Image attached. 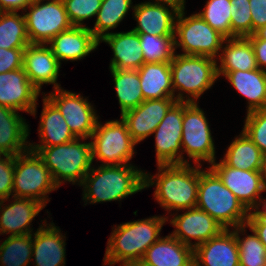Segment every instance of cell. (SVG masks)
Masks as SVG:
<instances>
[{"label": "cell", "instance_id": "6da1fadb", "mask_svg": "<svg viewBox=\"0 0 266 266\" xmlns=\"http://www.w3.org/2000/svg\"><path fill=\"white\" fill-rule=\"evenodd\" d=\"M158 173L144 172V188L156 187L154 198L168 211L195 208L199 186V165L190 163L157 165ZM155 176V177H154Z\"/></svg>", "mask_w": 266, "mask_h": 266}, {"label": "cell", "instance_id": "7a4b0ae2", "mask_svg": "<svg viewBox=\"0 0 266 266\" xmlns=\"http://www.w3.org/2000/svg\"><path fill=\"white\" fill-rule=\"evenodd\" d=\"M168 217L152 216L126 222L113 228L107 242L104 266L133 264L143 258L147 249L160 238V232Z\"/></svg>", "mask_w": 266, "mask_h": 266}, {"label": "cell", "instance_id": "3957f363", "mask_svg": "<svg viewBox=\"0 0 266 266\" xmlns=\"http://www.w3.org/2000/svg\"><path fill=\"white\" fill-rule=\"evenodd\" d=\"M80 186L83 187L84 205L121 201L145 189L144 171L132 164L100 165L96 169L93 166Z\"/></svg>", "mask_w": 266, "mask_h": 266}, {"label": "cell", "instance_id": "277c9868", "mask_svg": "<svg viewBox=\"0 0 266 266\" xmlns=\"http://www.w3.org/2000/svg\"><path fill=\"white\" fill-rule=\"evenodd\" d=\"M196 207L208 213L224 229L247 223L249 211L210 169L201 170Z\"/></svg>", "mask_w": 266, "mask_h": 266}, {"label": "cell", "instance_id": "5b68a950", "mask_svg": "<svg viewBox=\"0 0 266 266\" xmlns=\"http://www.w3.org/2000/svg\"><path fill=\"white\" fill-rule=\"evenodd\" d=\"M88 138H76L61 145L49 147H29L37 153L50 170L54 182L60 187L64 182L79 186L92 168L91 142H82Z\"/></svg>", "mask_w": 266, "mask_h": 266}, {"label": "cell", "instance_id": "8992f818", "mask_svg": "<svg viewBox=\"0 0 266 266\" xmlns=\"http://www.w3.org/2000/svg\"><path fill=\"white\" fill-rule=\"evenodd\" d=\"M170 67L174 98L180 102H196L218 79L217 59L211 57L175 53Z\"/></svg>", "mask_w": 266, "mask_h": 266}, {"label": "cell", "instance_id": "52a82bcc", "mask_svg": "<svg viewBox=\"0 0 266 266\" xmlns=\"http://www.w3.org/2000/svg\"><path fill=\"white\" fill-rule=\"evenodd\" d=\"M57 189L50 170L36 152L28 149L15 156L12 197L32 199L46 206L50 201L47 194Z\"/></svg>", "mask_w": 266, "mask_h": 266}, {"label": "cell", "instance_id": "ba28073f", "mask_svg": "<svg viewBox=\"0 0 266 266\" xmlns=\"http://www.w3.org/2000/svg\"><path fill=\"white\" fill-rule=\"evenodd\" d=\"M185 10L178 12L175 21V50L181 48L183 55L207 56L218 59L225 37L206 23L198 13L188 17Z\"/></svg>", "mask_w": 266, "mask_h": 266}, {"label": "cell", "instance_id": "9c48e42d", "mask_svg": "<svg viewBox=\"0 0 266 266\" xmlns=\"http://www.w3.org/2000/svg\"><path fill=\"white\" fill-rule=\"evenodd\" d=\"M92 161L97 158L101 165H125L136 153V142L130 136L126 123L121 120H110L96 128L90 137Z\"/></svg>", "mask_w": 266, "mask_h": 266}, {"label": "cell", "instance_id": "30bf717a", "mask_svg": "<svg viewBox=\"0 0 266 266\" xmlns=\"http://www.w3.org/2000/svg\"><path fill=\"white\" fill-rule=\"evenodd\" d=\"M197 103L183 102L182 164L189 163L188 159H192L197 165H201V161L209 164L216 161L215 145L209 122ZM183 152L187 153L189 157L187 160L184 159Z\"/></svg>", "mask_w": 266, "mask_h": 266}, {"label": "cell", "instance_id": "8fae6325", "mask_svg": "<svg viewBox=\"0 0 266 266\" xmlns=\"http://www.w3.org/2000/svg\"><path fill=\"white\" fill-rule=\"evenodd\" d=\"M32 0L24 10L26 31L30 43L47 44L60 32L70 29L67 12L62 0Z\"/></svg>", "mask_w": 266, "mask_h": 266}, {"label": "cell", "instance_id": "7c38bea8", "mask_svg": "<svg viewBox=\"0 0 266 266\" xmlns=\"http://www.w3.org/2000/svg\"><path fill=\"white\" fill-rule=\"evenodd\" d=\"M60 111L76 138H90L96 128L98 116L93 105L80 94L62 89L45 95Z\"/></svg>", "mask_w": 266, "mask_h": 266}, {"label": "cell", "instance_id": "4fadbf2b", "mask_svg": "<svg viewBox=\"0 0 266 266\" xmlns=\"http://www.w3.org/2000/svg\"><path fill=\"white\" fill-rule=\"evenodd\" d=\"M209 168L250 212L257 207L261 193L266 192L261 171H248L227 166L222 160Z\"/></svg>", "mask_w": 266, "mask_h": 266}, {"label": "cell", "instance_id": "5bb4252c", "mask_svg": "<svg viewBox=\"0 0 266 266\" xmlns=\"http://www.w3.org/2000/svg\"><path fill=\"white\" fill-rule=\"evenodd\" d=\"M182 124L183 102L177 101L153 132L157 165L182 164Z\"/></svg>", "mask_w": 266, "mask_h": 266}, {"label": "cell", "instance_id": "9a60e30c", "mask_svg": "<svg viewBox=\"0 0 266 266\" xmlns=\"http://www.w3.org/2000/svg\"><path fill=\"white\" fill-rule=\"evenodd\" d=\"M170 224L176 228L171 235L193 249L224 230L213 217L197 207L189 208L183 214H175ZM191 239L197 242L193 244Z\"/></svg>", "mask_w": 266, "mask_h": 266}, {"label": "cell", "instance_id": "2e32d148", "mask_svg": "<svg viewBox=\"0 0 266 266\" xmlns=\"http://www.w3.org/2000/svg\"><path fill=\"white\" fill-rule=\"evenodd\" d=\"M39 95L40 91L28 79L23 67L0 73V106L36 116Z\"/></svg>", "mask_w": 266, "mask_h": 266}, {"label": "cell", "instance_id": "e0dca14e", "mask_svg": "<svg viewBox=\"0 0 266 266\" xmlns=\"http://www.w3.org/2000/svg\"><path fill=\"white\" fill-rule=\"evenodd\" d=\"M177 102L175 98L144 100L138 107L121 115L132 139L138 144L151 136L169 109Z\"/></svg>", "mask_w": 266, "mask_h": 266}, {"label": "cell", "instance_id": "ac0fdd59", "mask_svg": "<svg viewBox=\"0 0 266 266\" xmlns=\"http://www.w3.org/2000/svg\"><path fill=\"white\" fill-rule=\"evenodd\" d=\"M30 43L23 54V69L31 83L41 91L43 84H53V88H60L57 83L61 64L53 55L49 45Z\"/></svg>", "mask_w": 266, "mask_h": 266}, {"label": "cell", "instance_id": "d6986e66", "mask_svg": "<svg viewBox=\"0 0 266 266\" xmlns=\"http://www.w3.org/2000/svg\"><path fill=\"white\" fill-rule=\"evenodd\" d=\"M132 10L137 21L132 31L155 36H175V21L179 12L175 7L149 1L136 4Z\"/></svg>", "mask_w": 266, "mask_h": 266}, {"label": "cell", "instance_id": "ffe728a7", "mask_svg": "<svg viewBox=\"0 0 266 266\" xmlns=\"http://www.w3.org/2000/svg\"><path fill=\"white\" fill-rule=\"evenodd\" d=\"M49 44L53 55L61 61L81 60L97 49L99 41L93 36L88 26H72L60 32Z\"/></svg>", "mask_w": 266, "mask_h": 266}, {"label": "cell", "instance_id": "44dd1931", "mask_svg": "<svg viewBox=\"0 0 266 266\" xmlns=\"http://www.w3.org/2000/svg\"><path fill=\"white\" fill-rule=\"evenodd\" d=\"M14 202L5 205L7 199L0 200V235H26L33 233L30 228L33 218L45 208V205L27 198L12 197ZM5 205L3 208L2 206Z\"/></svg>", "mask_w": 266, "mask_h": 266}, {"label": "cell", "instance_id": "7402d4cb", "mask_svg": "<svg viewBox=\"0 0 266 266\" xmlns=\"http://www.w3.org/2000/svg\"><path fill=\"white\" fill-rule=\"evenodd\" d=\"M194 262L198 266H239L236 237L230 229L194 248Z\"/></svg>", "mask_w": 266, "mask_h": 266}, {"label": "cell", "instance_id": "603a6c76", "mask_svg": "<svg viewBox=\"0 0 266 266\" xmlns=\"http://www.w3.org/2000/svg\"><path fill=\"white\" fill-rule=\"evenodd\" d=\"M46 221L32 233V258L36 266H65V238L55 224L47 226ZM46 226V227H45ZM34 234V235H33Z\"/></svg>", "mask_w": 266, "mask_h": 266}, {"label": "cell", "instance_id": "cb8c5ba5", "mask_svg": "<svg viewBox=\"0 0 266 266\" xmlns=\"http://www.w3.org/2000/svg\"><path fill=\"white\" fill-rule=\"evenodd\" d=\"M100 42L108 43L113 51L109 69L138 70L144 63L139 34L130 30L127 32L110 33Z\"/></svg>", "mask_w": 266, "mask_h": 266}, {"label": "cell", "instance_id": "d4e9b609", "mask_svg": "<svg viewBox=\"0 0 266 266\" xmlns=\"http://www.w3.org/2000/svg\"><path fill=\"white\" fill-rule=\"evenodd\" d=\"M29 127L19 112L0 106V152L17 156L29 149Z\"/></svg>", "mask_w": 266, "mask_h": 266}, {"label": "cell", "instance_id": "484cf974", "mask_svg": "<svg viewBox=\"0 0 266 266\" xmlns=\"http://www.w3.org/2000/svg\"><path fill=\"white\" fill-rule=\"evenodd\" d=\"M142 260L153 266H189L194 262V249L169 234L153 243Z\"/></svg>", "mask_w": 266, "mask_h": 266}, {"label": "cell", "instance_id": "4316f807", "mask_svg": "<svg viewBox=\"0 0 266 266\" xmlns=\"http://www.w3.org/2000/svg\"><path fill=\"white\" fill-rule=\"evenodd\" d=\"M39 123L38 134L41 142L33 145L29 141V147L56 146L76 139L58 108L46 96H43V110Z\"/></svg>", "mask_w": 266, "mask_h": 266}, {"label": "cell", "instance_id": "83f0119b", "mask_svg": "<svg viewBox=\"0 0 266 266\" xmlns=\"http://www.w3.org/2000/svg\"><path fill=\"white\" fill-rule=\"evenodd\" d=\"M222 53L218 55L217 75L226 76L229 72L258 69L255 53L247 37L225 38Z\"/></svg>", "mask_w": 266, "mask_h": 266}, {"label": "cell", "instance_id": "f1b7e54d", "mask_svg": "<svg viewBox=\"0 0 266 266\" xmlns=\"http://www.w3.org/2000/svg\"><path fill=\"white\" fill-rule=\"evenodd\" d=\"M232 85L248 101L247 113L266 109V71L254 69L249 71H232L226 76Z\"/></svg>", "mask_w": 266, "mask_h": 266}, {"label": "cell", "instance_id": "f546056e", "mask_svg": "<svg viewBox=\"0 0 266 266\" xmlns=\"http://www.w3.org/2000/svg\"><path fill=\"white\" fill-rule=\"evenodd\" d=\"M138 73L144 100L174 98L170 62L143 63Z\"/></svg>", "mask_w": 266, "mask_h": 266}, {"label": "cell", "instance_id": "4dcf8cb0", "mask_svg": "<svg viewBox=\"0 0 266 266\" xmlns=\"http://www.w3.org/2000/svg\"><path fill=\"white\" fill-rule=\"evenodd\" d=\"M227 166L248 171H261L263 153L251 139L241 131L228 146L221 159Z\"/></svg>", "mask_w": 266, "mask_h": 266}, {"label": "cell", "instance_id": "1f68e13d", "mask_svg": "<svg viewBox=\"0 0 266 266\" xmlns=\"http://www.w3.org/2000/svg\"><path fill=\"white\" fill-rule=\"evenodd\" d=\"M113 75L116 94L118 97L121 115L138 107L143 101V93L140 88L138 70L110 69Z\"/></svg>", "mask_w": 266, "mask_h": 266}, {"label": "cell", "instance_id": "d6a6232c", "mask_svg": "<svg viewBox=\"0 0 266 266\" xmlns=\"http://www.w3.org/2000/svg\"><path fill=\"white\" fill-rule=\"evenodd\" d=\"M132 3V0H102L94 27H89L93 36L100 41L110 34L109 30L117 28L128 14L129 9L134 8Z\"/></svg>", "mask_w": 266, "mask_h": 266}, {"label": "cell", "instance_id": "836d02e7", "mask_svg": "<svg viewBox=\"0 0 266 266\" xmlns=\"http://www.w3.org/2000/svg\"><path fill=\"white\" fill-rule=\"evenodd\" d=\"M0 12V48H26L30 41L24 13Z\"/></svg>", "mask_w": 266, "mask_h": 266}, {"label": "cell", "instance_id": "e575fe53", "mask_svg": "<svg viewBox=\"0 0 266 266\" xmlns=\"http://www.w3.org/2000/svg\"><path fill=\"white\" fill-rule=\"evenodd\" d=\"M32 233L8 236L0 244V266H29L32 260Z\"/></svg>", "mask_w": 266, "mask_h": 266}, {"label": "cell", "instance_id": "d590c367", "mask_svg": "<svg viewBox=\"0 0 266 266\" xmlns=\"http://www.w3.org/2000/svg\"><path fill=\"white\" fill-rule=\"evenodd\" d=\"M144 63L171 62L175 53L174 36L138 33Z\"/></svg>", "mask_w": 266, "mask_h": 266}, {"label": "cell", "instance_id": "8d00e7d4", "mask_svg": "<svg viewBox=\"0 0 266 266\" xmlns=\"http://www.w3.org/2000/svg\"><path fill=\"white\" fill-rule=\"evenodd\" d=\"M230 0H207L204 9L198 14L214 30L225 38H231Z\"/></svg>", "mask_w": 266, "mask_h": 266}, {"label": "cell", "instance_id": "74e56055", "mask_svg": "<svg viewBox=\"0 0 266 266\" xmlns=\"http://www.w3.org/2000/svg\"><path fill=\"white\" fill-rule=\"evenodd\" d=\"M231 38L252 35V18L249 0H230Z\"/></svg>", "mask_w": 266, "mask_h": 266}, {"label": "cell", "instance_id": "f35d334b", "mask_svg": "<svg viewBox=\"0 0 266 266\" xmlns=\"http://www.w3.org/2000/svg\"><path fill=\"white\" fill-rule=\"evenodd\" d=\"M73 26H85L84 20L97 16L102 0H62Z\"/></svg>", "mask_w": 266, "mask_h": 266}, {"label": "cell", "instance_id": "ab89813d", "mask_svg": "<svg viewBox=\"0 0 266 266\" xmlns=\"http://www.w3.org/2000/svg\"><path fill=\"white\" fill-rule=\"evenodd\" d=\"M242 131L263 154L266 153V109L248 112Z\"/></svg>", "mask_w": 266, "mask_h": 266}, {"label": "cell", "instance_id": "60d3db41", "mask_svg": "<svg viewBox=\"0 0 266 266\" xmlns=\"http://www.w3.org/2000/svg\"><path fill=\"white\" fill-rule=\"evenodd\" d=\"M15 168V156L0 157V200L9 199L12 195Z\"/></svg>", "mask_w": 266, "mask_h": 266}, {"label": "cell", "instance_id": "b9f144b4", "mask_svg": "<svg viewBox=\"0 0 266 266\" xmlns=\"http://www.w3.org/2000/svg\"><path fill=\"white\" fill-rule=\"evenodd\" d=\"M24 49L25 48H0V73L22 68Z\"/></svg>", "mask_w": 266, "mask_h": 266}, {"label": "cell", "instance_id": "7bdbcfd3", "mask_svg": "<svg viewBox=\"0 0 266 266\" xmlns=\"http://www.w3.org/2000/svg\"><path fill=\"white\" fill-rule=\"evenodd\" d=\"M252 18V35L266 26V0H249Z\"/></svg>", "mask_w": 266, "mask_h": 266}, {"label": "cell", "instance_id": "ee69618b", "mask_svg": "<svg viewBox=\"0 0 266 266\" xmlns=\"http://www.w3.org/2000/svg\"><path fill=\"white\" fill-rule=\"evenodd\" d=\"M247 38L252 44L258 68L266 71V40L259 39L255 34Z\"/></svg>", "mask_w": 266, "mask_h": 266}, {"label": "cell", "instance_id": "f6af8a7d", "mask_svg": "<svg viewBox=\"0 0 266 266\" xmlns=\"http://www.w3.org/2000/svg\"><path fill=\"white\" fill-rule=\"evenodd\" d=\"M32 0H0V12L25 10Z\"/></svg>", "mask_w": 266, "mask_h": 266}, {"label": "cell", "instance_id": "bcb514c9", "mask_svg": "<svg viewBox=\"0 0 266 266\" xmlns=\"http://www.w3.org/2000/svg\"><path fill=\"white\" fill-rule=\"evenodd\" d=\"M246 225L251 231H254L266 246V221L263 219H247Z\"/></svg>", "mask_w": 266, "mask_h": 266}, {"label": "cell", "instance_id": "7dc6e473", "mask_svg": "<svg viewBox=\"0 0 266 266\" xmlns=\"http://www.w3.org/2000/svg\"><path fill=\"white\" fill-rule=\"evenodd\" d=\"M262 205V210L259 208ZM248 219H263L266 221V199L260 198L257 207L249 212Z\"/></svg>", "mask_w": 266, "mask_h": 266}, {"label": "cell", "instance_id": "c3c4849f", "mask_svg": "<svg viewBox=\"0 0 266 266\" xmlns=\"http://www.w3.org/2000/svg\"><path fill=\"white\" fill-rule=\"evenodd\" d=\"M155 3H162V4H168L171 5L173 7H175L176 9H178L179 11L181 10H185V2L186 0H154Z\"/></svg>", "mask_w": 266, "mask_h": 266}, {"label": "cell", "instance_id": "681fc988", "mask_svg": "<svg viewBox=\"0 0 266 266\" xmlns=\"http://www.w3.org/2000/svg\"><path fill=\"white\" fill-rule=\"evenodd\" d=\"M259 39L266 40V26L261 27L254 33Z\"/></svg>", "mask_w": 266, "mask_h": 266}, {"label": "cell", "instance_id": "f907efd6", "mask_svg": "<svg viewBox=\"0 0 266 266\" xmlns=\"http://www.w3.org/2000/svg\"><path fill=\"white\" fill-rule=\"evenodd\" d=\"M261 174L263 176V181H264V184H265V187H266V153L263 154Z\"/></svg>", "mask_w": 266, "mask_h": 266}, {"label": "cell", "instance_id": "816d5d0a", "mask_svg": "<svg viewBox=\"0 0 266 266\" xmlns=\"http://www.w3.org/2000/svg\"><path fill=\"white\" fill-rule=\"evenodd\" d=\"M133 265L134 266H153V265H150V264L144 262L142 259L137 261V262H135V263H133Z\"/></svg>", "mask_w": 266, "mask_h": 266}, {"label": "cell", "instance_id": "f5cc1de1", "mask_svg": "<svg viewBox=\"0 0 266 266\" xmlns=\"http://www.w3.org/2000/svg\"><path fill=\"white\" fill-rule=\"evenodd\" d=\"M120 266H134L133 264H120Z\"/></svg>", "mask_w": 266, "mask_h": 266}, {"label": "cell", "instance_id": "db71d44e", "mask_svg": "<svg viewBox=\"0 0 266 266\" xmlns=\"http://www.w3.org/2000/svg\"><path fill=\"white\" fill-rule=\"evenodd\" d=\"M189 266H198L195 262H193L191 265Z\"/></svg>", "mask_w": 266, "mask_h": 266}]
</instances>
